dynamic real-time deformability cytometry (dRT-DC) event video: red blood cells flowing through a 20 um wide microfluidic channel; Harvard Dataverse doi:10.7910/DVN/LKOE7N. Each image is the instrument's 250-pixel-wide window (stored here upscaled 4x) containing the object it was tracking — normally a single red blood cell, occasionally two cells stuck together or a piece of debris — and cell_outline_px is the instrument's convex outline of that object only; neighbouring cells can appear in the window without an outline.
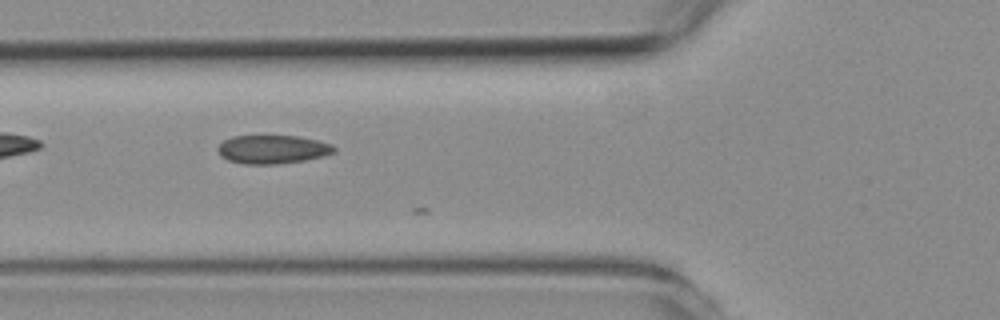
{"species": "common noctule bat (a hibernating species)", "species_latin": "Nyctalus noctula", "temperature_condition": "room temperature", "stored_images_in_passage": 7, "camera_frame_rate_fps": 3000, "um_per_image_px": 0.085, "animal": {"sex": "female", "body_mass_g": 19.3, "forearm_length_mm": 54.1}, "frame": {"image": 1, "passage_image": 5, "time_ms": 5.667, "image_size_px": [1000, 320], "cell_outline_px": [[336, 152], [324, 156], [304, 160], [276, 164], [244, 164], [228, 160], [220, 156], [216, 148], [224, 140], [232, 136], [296, 136], [316, 140], [332, 144], [336, 148]], "centroid_in_image_um": [23.16, 12.7], "position_along_channel_um": 102.6, "area_um2": 19.36}}
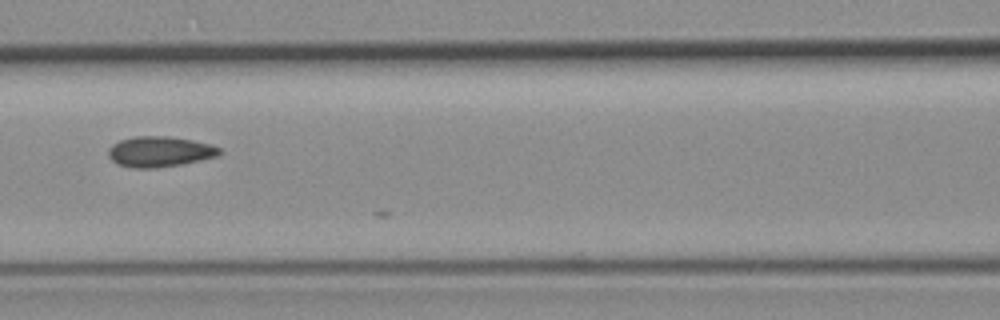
{"frame": {"image": 2, "passage_image": 6, "time_ms": 7.0, "image_size_px": [1000, 320], "cell_outline_px": [[220, 152], [216, 156], [184, 164], [156, 168], [132, 168], [116, 164], [108, 156], [108, 148], [112, 144], [120, 140], [132, 136], [168, 136], [192, 140], [208, 144], [220, 148]], "centroid_in_image_um": [13.51, 12.89], "position_along_channel_um": 153.1, "area_um2": 19.83}}